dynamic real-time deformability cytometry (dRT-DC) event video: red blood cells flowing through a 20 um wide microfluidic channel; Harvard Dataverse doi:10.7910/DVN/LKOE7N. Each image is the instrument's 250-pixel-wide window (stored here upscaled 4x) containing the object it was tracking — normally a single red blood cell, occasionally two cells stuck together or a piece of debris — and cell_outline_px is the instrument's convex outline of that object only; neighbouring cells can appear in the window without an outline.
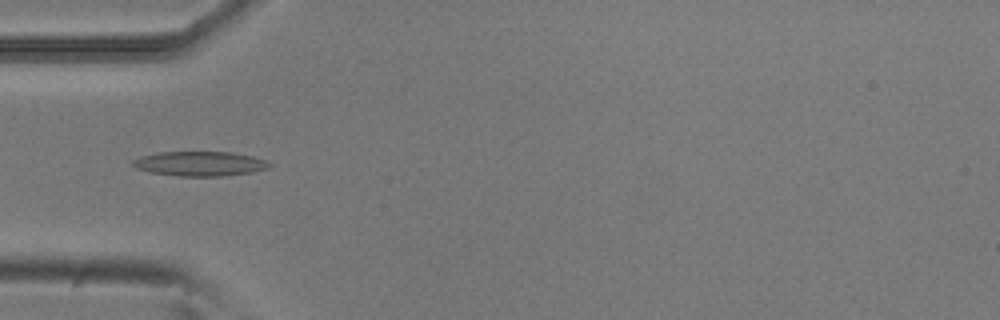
{"species": "common noctule bat (a hibernating species)", "species_latin": "Nyctalus noctula", "temperature_condition": "room temperature", "stored_images_in_passage": 5, "camera_frame_rate_fps": 3000, "um_per_image_px": 0.085, "animal": {"sex": "male", "body_mass_g": 20.5, "forearm_length_mm": 52.5}, "frame": {"image": 1, "passage_image": 2, "time_ms": 0.333, "image_size_px": [1000, 320], "cell_outline_px": [[272, 164], [268, 168], [252, 172], [220, 176], [180, 176], [148, 172], [136, 168], [132, 164], [132, 160], [140, 156], [160, 152], [232, 152], [252, 156], [264, 160]], "centroid_in_image_um": [16.96, 13.91], "position_along_channel_um": 68.0, "area_um2": 19.54}}
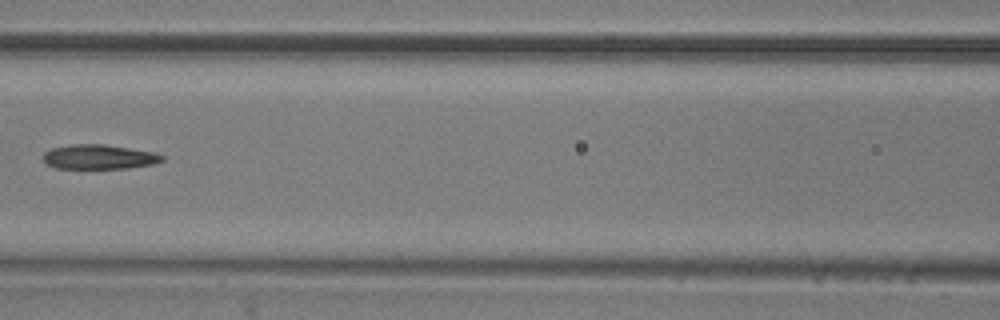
{"frame": {"image": 2, "passage_image": 4, "time_ms": 1.0, "image_size_px": [1000, 320], "cell_outline_px": [[164, 160], [156, 164], [128, 168], [56, 168], [44, 164], [40, 156], [44, 152], [52, 148], [68, 144], [104, 144], [152, 152], [164, 156]], "centroid_in_image_um": [8.35, 13.34], "position_along_channel_um": 158.2, "area_um2": 17.22}}
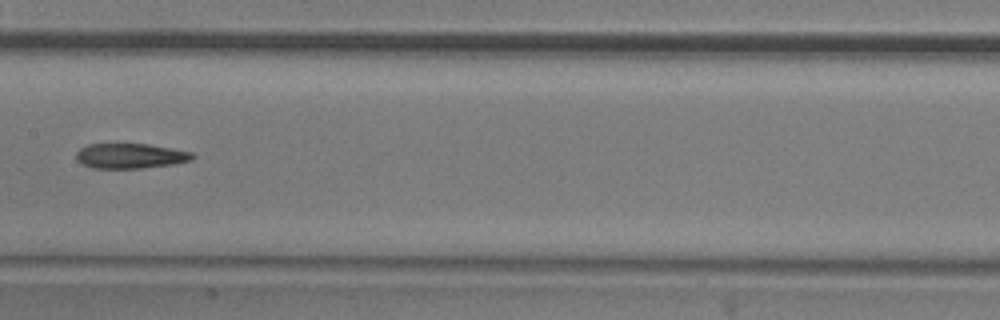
{"frame": {"image": 3, "passage_image": 5, "time_ms": 1.333, "image_size_px": [1000, 320], "cell_outline_px": [[196, 156], [192, 160], [176, 164], [140, 168], [92, 168], [76, 160], [76, 152], [80, 148], [88, 144], [148, 144], [172, 148], [192, 152]], "centroid_in_image_um": [11.11, 13.25], "position_along_channel_um": 196.3, "area_um2": 17.05}}